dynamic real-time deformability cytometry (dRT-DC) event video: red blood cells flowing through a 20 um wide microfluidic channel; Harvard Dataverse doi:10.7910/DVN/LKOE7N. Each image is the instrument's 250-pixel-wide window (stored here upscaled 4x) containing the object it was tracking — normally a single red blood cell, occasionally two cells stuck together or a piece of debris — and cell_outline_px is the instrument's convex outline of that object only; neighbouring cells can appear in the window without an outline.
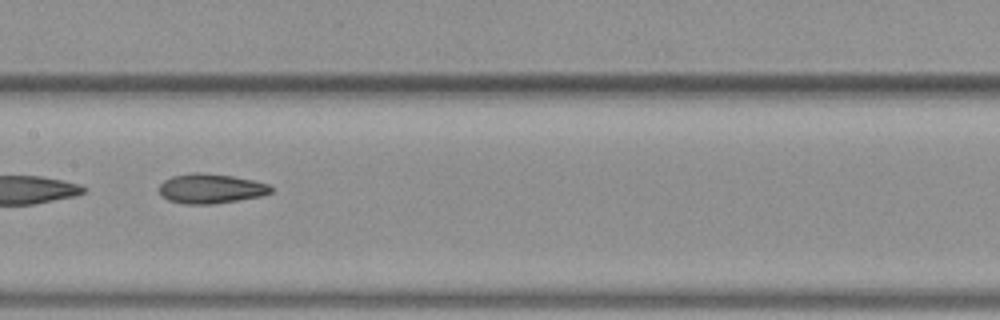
{"species": "common noctule bat (a hibernating species)", "species_latin": "Nyctalus noctula", "temperature_condition": "warm", "stored_images_in_passage": 13, "camera_frame_rate_fps": 3000, "um_per_image_px": 0.085, "animal": {"sex": "female", "body_mass_g": 19.3, "forearm_length_mm": 54.1}, "frame": {"image": 1, "passage_image": 10, "time_ms": 3.0, "image_size_px": [1000, 320], "cell_outline_px": [[272, 192], [260, 196], [212, 204], [188, 204], [168, 200], [160, 196], [160, 184], [164, 180], [172, 176], [192, 172], [204, 172], [232, 176], [252, 180], [268, 184], [272, 188]], "centroid_in_image_um": [17.88, 16.02], "position_along_channel_um": 189.5, "area_um2": 19.25}}